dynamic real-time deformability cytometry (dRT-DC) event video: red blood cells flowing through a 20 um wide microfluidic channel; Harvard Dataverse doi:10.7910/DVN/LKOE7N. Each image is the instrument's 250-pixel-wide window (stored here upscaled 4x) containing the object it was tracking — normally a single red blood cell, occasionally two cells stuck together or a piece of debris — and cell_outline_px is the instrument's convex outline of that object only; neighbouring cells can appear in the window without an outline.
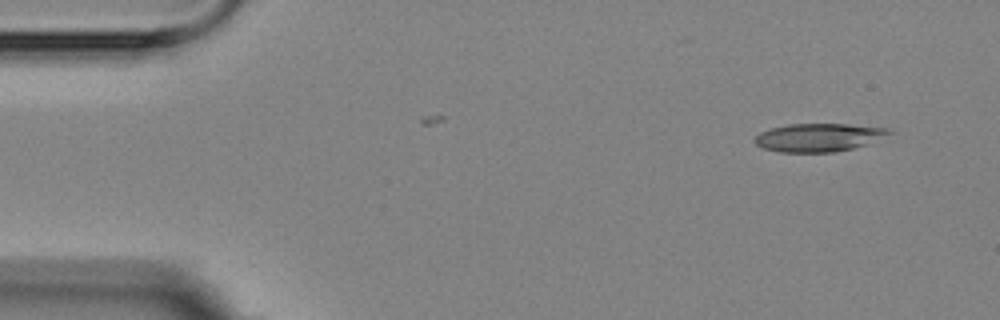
{"species": "Egyptian fruit bat (a non-hibernating species)", "species_latin": "Rousettus aegyptiacus", "temperature_condition": "room temperature", "stored_images_in_passage": 4, "camera_frame_rate_fps": 3000, "um_per_image_px": 0.085, "animal": {"sex": "female"}, "frame": {"image": 1, "passage_image": 1, "time_ms": 0.0, "image_size_px": [1000, 320], "cell_outline_px": [[896, 132], [864, 144], [852, 148], [836, 152], [780, 152], [764, 148], [756, 144], [756, 136], [760, 132], [772, 128], [788, 124], [848, 124], [892, 128]], "centroid_in_image_um": [69.63, 11.67], "position_along_channel_um": 15.4, "area_um2": 21.91}}
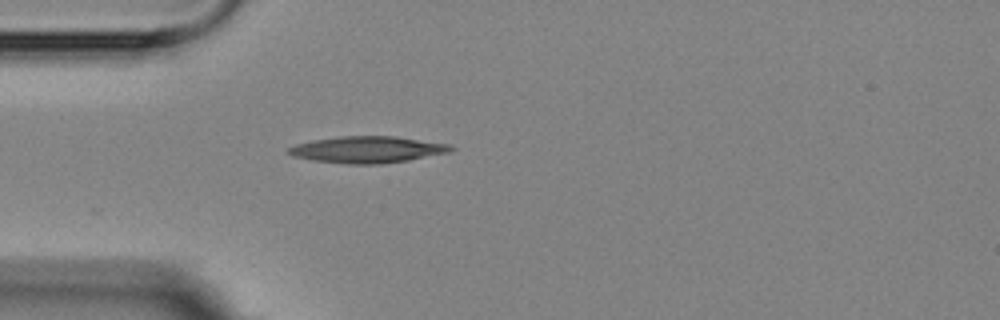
{"frame": {"image": 2, "passage_image": 4, "time_ms": 3.667, "image_size_px": [1000, 320], "cell_outline_px": [[456, 148], [452, 152], [408, 160], [380, 164], [348, 164], [312, 160], [292, 156], [284, 152], [288, 148], [296, 144], [312, 140], [340, 136], [396, 136], [452, 144]], "centroid_in_image_um": [31.26, 12.71], "position_along_channel_um": 53.7, "area_um2": 25.49}}